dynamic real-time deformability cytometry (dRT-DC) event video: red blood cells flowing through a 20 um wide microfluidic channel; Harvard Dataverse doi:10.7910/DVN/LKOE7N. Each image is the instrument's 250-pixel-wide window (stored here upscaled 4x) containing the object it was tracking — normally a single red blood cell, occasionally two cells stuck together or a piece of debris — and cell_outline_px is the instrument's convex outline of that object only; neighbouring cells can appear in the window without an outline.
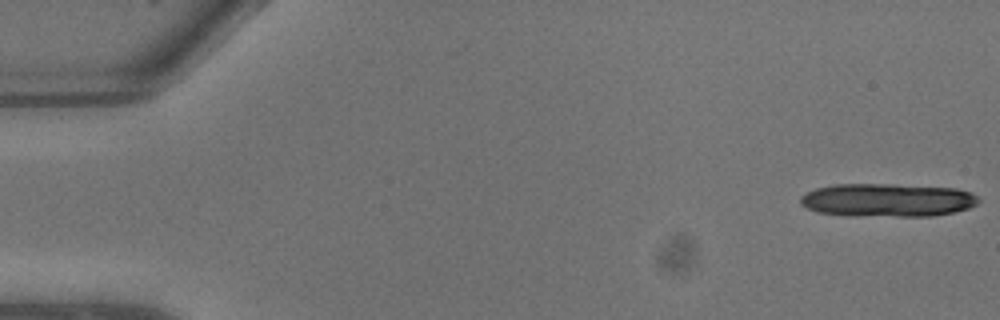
{"species": "common noctule bat (a hibernating species)", "species_latin": "Nyctalus noctula", "temperature_condition": "warm", "stored_images_in_passage": 5, "camera_frame_rate_fps": 3000, "um_per_image_px": 0.085, "animal": {"sex": "male", "body_mass_g": 13.3}, "frame": {"image": 1, "passage_image": 1, "time_ms": 0.0, "image_size_px": [1000, 320], "cell_outline_px": [[980, 200], [976, 204], [968, 208], [952, 212], [932, 216], [844, 216], [816, 212], [800, 204], [800, 196], [816, 188], [836, 184], [892, 184], [956, 188], [972, 192]], "centroid_in_image_um": [75.4, 17.01], "position_along_channel_um": 9.6, "area_um2": 34.8}}